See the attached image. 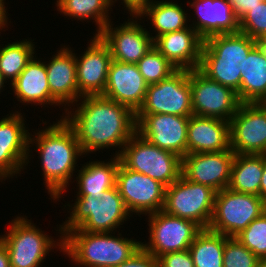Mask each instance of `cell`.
<instances>
[{
    "label": "cell",
    "instance_id": "obj_21",
    "mask_svg": "<svg viewBox=\"0 0 266 267\" xmlns=\"http://www.w3.org/2000/svg\"><path fill=\"white\" fill-rule=\"evenodd\" d=\"M73 51L71 47L64 46L53 54L48 63L45 61L51 98L59 108L63 105L65 111L81 98L78 95L76 58Z\"/></svg>",
    "mask_w": 266,
    "mask_h": 267
},
{
    "label": "cell",
    "instance_id": "obj_2",
    "mask_svg": "<svg viewBox=\"0 0 266 267\" xmlns=\"http://www.w3.org/2000/svg\"><path fill=\"white\" fill-rule=\"evenodd\" d=\"M45 128V129H44ZM29 135V153L36 146L43 175V184L53 201H58L67 192L71 178L77 170V159L84 155L74 130L60 119ZM38 131V132H37ZM33 136V137H32ZM31 144V145H30ZM34 144V145H33ZM36 144V145H35Z\"/></svg>",
    "mask_w": 266,
    "mask_h": 267
},
{
    "label": "cell",
    "instance_id": "obj_28",
    "mask_svg": "<svg viewBox=\"0 0 266 267\" xmlns=\"http://www.w3.org/2000/svg\"><path fill=\"white\" fill-rule=\"evenodd\" d=\"M140 19L147 17L150 24L154 27L155 33H149L154 40L156 37L166 33L183 30L190 25L191 17L185 12V9L173 0H150L137 14ZM190 19H189V18ZM189 20V21H188ZM152 34H155L153 37Z\"/></svg>",
    "mask_w": 266,
    "mask_h": 267
},
{
    "label": "cell",
    "instance_id": "obj_11",
    "mask_svg": "<svg viewBox=\"0 0 266 267\" xmlns=\"http://www.w3.org/2000/svg\"><path fill=\"white\" fill-rule=\"evenodd\" d=\"M148 217L149 242L142 248L156 259L169 252L188 250L202 228L194 221L160 210Z\"/></svg>",
    "mask_w": 266,
    "mask_h": 267
},
{
    "label": "cell",
    "instance_id": "obj_7",
    "mask_svg": "<svg viewBox=\"0 0 266 267\" xmlns=\"http://www.w3.org/2000/svg\"><path fill=\"white\" fill-rule=\"evenodd\" d=\"M120 162L168 187L182 175V158L151 144L137 132L123 146Z\"/></svg>",
    "mask_w": 266,
    "mask_h": 267
},
{
    "label": "cell",
    "instance_id": "obj_39",
    "mask_svg": "<svg viewBox=\"0 0 266 267\" xmlns=\"http://www.w3.org/2000/svg\"><path fill=\"white\" fill-rule=\"evenodd\" d=\"M238 20L263 0H227Z\"/></svg>",
    "mask_w": 266,
    "mask_h": 267
},
{
    "label": "cell",
    "instance_id": "obj_43",
    "mask_svg": "<svg viewBox=\"0 0 266 267\" xmlns=\"http://www.w3.org/2000/svg\"><path fill=\"white\" fill-rule=\"evenodd\" d=\"M8 20H9V18H8V15L7 14H0V31H2L3 30V28L5 29L6 28V26H7V28H8Z\"/></svg>",
    "mask_w": 266,
    "mask_h": 267
},
{
    "label": "cell",
    "instance_id": "obj_6",
    "mask_svg": "<svg viewBox=\"0 0 266 267\" xmlns=\"http://www.w3.org/2000/svg\"><path fill=\"white\" fill-rule=\"evenodd\" d=\"M8 227V233L0 235V240L8 250L11 267H42L41 263L53 248L59 247L63 252L62 235L56 242L27 217L16 216Z\"/></svg>",
    "mask_w": 266,
    "mask_h": 267
},
{
    "label": "cell",
    "instance_id": "obj_10",
    "mask_svg": "<svg viewBox=\"0 0 266 267\" xmlns=\"http://www.w3.org/2000/svg\"><path fill=\"white\" fill-rule=\"evenodd\" d=\"M193 115L189 70L177 69L166 79L148 85L145 98L135 115Z\"/></svg>",
    "mask_w": 266,
    "mask_h": 267
},
{
    "label": "cell",
    "instance_id": "obj_30",
    "mask_svg": "<svg viewBox=\"0 0 266 267\" xmlns=\"http://www.w3.org/2000/svg\"><path fill=\"white\" fill-rule=\"evenodd\" d=\"M56 7L66 17L78 21L93 20L97 35L110 21V0H56ZM95 20V21H94Z\"/></svg>",
    "mask_w": 266,
    "mask_h": 267
},
{
    "label": "cell",
    "instance_id": "obj_38",
    "mask_svg": "<svg viewBox=\"0 0 266 267\" xmlns=\"http://www.w3.org/2000/svg\"><path fill=\"white\" fill-rule=\"evenodd\" d=\"M116 267H158L157 259L141 248L129 260Z\"/></svg>",
    "mask_w": 266,
    "mask_h": 267
},
{
    "label": "cell",
    "instance_id": "obj_44",
    "mask_svg": "<svg viewBox=\"0 0 266 267\" xmlns=\"http://www.w3.org/2000/svg\"><path fill=\"white\" fill-rule=\"evenodd\" d=\"M5 0H0V14H7L8 11L6 10L7 8H5ZM7 11V12H6Z\"/></svg>",
    "mask_w": 266,
    "mask_h": 267
},
{
    "label": "cell",
    "instance_id": "obj_31",
    "mask_svg": "<svg viewBox=\"0 0 266 267\" xmlns=\"http://www.w3.org/2000/svg\"><path fill=\"white\" fill-rule=\"evenodd\" d=\"M226 236L202 229L189 247L194 267H223Z\"/></svg>",
    "mask_w": 266,
    "mask_h": 267
},
{
    "label": "cell",
    "instance_id": "obj_40",
    "mask_svg": "<svg viewBox=\"0 0 266 267\" xmlns=\"http://www.w3.org/2000/svg\"><path fill=\"white\" fill-rule=\"evenodd\" d=\"M119 0H110L113 7L114 3ZM123 1V2H122ZM150 0H121V4L127 9L128 14H137Z\"/></svg>",
    "mask_w": 266,
    "mask_h": 267
},
{
    "label": "cell",
    "instance_id": "obj_36",
    "mask_svg": "<svg viewBox=\"0 0 266 267\" xmlns=\"http://www.w3.org/2000/svg\"><path fill=\"white\" fill-rule=\"evenodd\" d=\"M239 32L257 41L266 35V0L249 10L239 20Z\"/></svg>",
    "mask_w": 266,
    "mask_h": 267
},
{
    "label": "cell",
    "instance_id": "obj_34",
    "mask_svg": "<svg viewBox=\"0 0 266 267\" xmlns=\"http://www.w3.org/2000/svg\"><path fill=\"white\" fill-rule=\"evenodd\" d=\"M236 237L260 260L266 259V211Z\"/></svg>",
    "mask_w": 266,
    "mask_h": 267
},
{
    "label": "cell",
    "instance_id": "obj_35",
    "mask_svg": "<svg viewBox=\"0 0 266 267\" xmlns=\"http://www.w3.org/2000/svg\"><path fill=\"white\" fill-rule=\"evenodd\" d=\"M259 260L237 237L226 236L223 267H256Z\"/></svg>",
    "mask_w": 266,
    "mask_h": 267
},
{
    "label": "cell",
    "instance_id": "obj_8",
    "mask_svg": "<svg viewBox=\"0 0 266 267\" xmlns=\"http://www.w3.org/2000/svg\"><path fill=\"white\" fill-rule=\"evenodd\" d=\"M265 211L266 203L260 196L225 188L216 192L208 229L227 237H236Z\"/></svg>",
    "mask_w": 266,
    "mask_h": 267
},
{
    "label": "cell",
    "instance_id": "obj_27",
    "mask_svg": "<svg viewBox=\"0 0 266 267\" xmlns=\"http://www.w3.org/2000/svg\"><path fill=\"white\" fill-rule=\"evenodd\" d=\"M110 161H87L78 171L77 194L76 195H90L94 198L100 199L103 192L116 186V175L120 164L118 156L113 155Z\"/></svg>",
    "mask_w": 266,
    "mask_h": 267
},
{
    "label": "cell",
    "instance_id": "obj_24",
    "mask_svg": "<svg viewBox=\"0 0 266 267\" xmlns=\"http://www.w3.org/2000/svg\"><path fill=\"white\" fill-rule=\"evenodd\" d=\"M230 124L217 118L191 115L187 127V154L230 150Z\"/></svg>",
    "mask_w": 266,
    "mask_h": 267
},
{
    "label": "cell",
    "instance_id": "obj_15",
    "mask_svg": "<svg viewBox=\"0 0 266 267\" xmlns=\"http://www.w3.org/2000/svg\"><path fill=\"white\" fill-rule=\"evenodd\" d=\"M24 119L22 113L15 111L0 120V178L4 181L21 174L32 156L29 154L30 130L26 129Z\"/></svg>",
    "mask_w": 266,
    "mask_h": 267
},
{
    "label": "cell",
    "instance_id": "obj_17",
    "mask_svg": "<svg viewBox=\"0 0 266 267\" xmlns=\"http://www.w3.org/2000/svg\"><path fill=\"white\" fill-rule=\"evenodd\" d=\"M136 132L151 144L181 158L187 155L189 117L171 114L135 115Z\"/></svg>",
    "mask_w": 266,
    "mask_h": 267
},
{
    "label": "cell",
    "instance_id": "obj_29",
    "mask_svg": "<svg viewBox=\"0 0 266 267\" xmlns=\"http://www.w3.org/2000/svg\"><path fill=\"white\" fill-rule=\"evenodd\" d=\"M263 169L264 154H235L228 188L259 196Z\"/></svg>",
    "mask_w": 266,
    "mask_h": 267
},
{
    "label": "cell",
    "instance_id": "obj_3",
    "mask_svg": "<svg viewBox=\"0 0 266 267\" xmlns=\"http://www.w3.org/2000/svg\"><path fill=\"white\" fill-rule=\"evenodd\" d=\"M118 235L115 236V232L70 230L63 236V254L72 258L71 262L78 267H116L142 248V241L124 238L119 231Z\"/></svg>",
    "mask_w": 266,
    "mask_h": 267
},
{
    "label": "cell",
    "instance_id": "obj_18",
    "mask_svg": "<svg viewBox=\"0 0 266 267\" xmlns=\"http://www.w3.org/2000/svg\"><path fill=\"white\" fill-rule=\"evenodd\" d=\"M234 157L231 149L187 154L182 158V175L219 192L229 186Z\"/></svg>",
    "mask_w": 266,
    "mask_h": 267
},
{
    "label": "cell",
    "instance_id": "obj_12",
    "mask_svg": "<svg viewBox=\"0 0 266 267\" xmlns=\"http://www.w3.org/2000/svg\"><path fill=\"white\" fill-rule=\"evenodd\" d=\"M193 115L230 121L241 102L237 93L209 79L199 69L189 70Z\"/></svg>",
    "mask_w": 266,
    "mask_h": 267
},
{
    "label": "cell",
    "instance_id": "obj_25",
    "mask_svg": "<svg viewBox=\"0 0 266 267\" xmlns=\"http://www.w3.org/2000/svg\"><path fill=\"white\" fill-rule=\"evenodd\" d=\"M36 56L26 65L25 69L10 85L13 96L23 105L35 103L41 107L58 104L51 98L45 62ZM29 103V104H28Z\"/></svg>",
    "mask_w": 266,
    "mask_h": 267
},
{
    "label": "cell",
    "instance_id": "obj_42",
    "mask_svg": "<svg viewBox=\"0 0 266 267\" xmlns=\"http://www.w3.org/2000/svg\"><path fill=\"white\" fill-rule=\"evenodd\" d=\"M259 196L266 203V154H264V169L261 177Z\"/></svg>",
    "mask_w": 266,
    "mask_h": 267
},
{
    "label": "cell",
    "instance_id": "obj_5",
    "mask_svg": "<svg viewBox=\"0 0 266 267\" xmlns=\"http://www.w3.org/2000/svg\"><path fill=\"white\" fill-rule=\"evenodd\" d=\"M76 198L73 205L67 204L71 211L68 220L66 219L56 230L62 236L73 229L116 232L124 221L132 217L116 186L104 191L100 199L90 195H77Z\"/></svg>",
    "mask_w": 266,
    "mask_h": 267
},
{
    "label": "cell",
    "instance_id": "obj_26",
    "mask_svg": "<svg viewBox=\"0 0 266 267\" xmlns=\"http://www.w3.org/2000/svg\"><path fill=\"white\" fill-rule=\"evenodd\" d=\"M236 93L241 103L266 101V48L260 43L244 60L240 89Z\"/></svg>",
    "mask_w": 266,
    "mask_h": 267
},
{
    "label": "cell",
    "instance_id": "obj_32",
    "mask_svg": "<svg viewBox=\"0 0 266 267\" xmlns=\"http://www.w3.org/2000/svg\"><path fill=\"white\" fill-rule=\"evenodd\" d=\"M34 45L32 39L9 42L5 46L0 44V73L10 85L36 56Z\"/></svg>",
    "mask_w": 266,
    "mask_h": 267
},
{
    "label": "cell",
    "instance_id": "obj_47",
    "mask_svg": "<svg viewBox=\"0 0 266 267\" xmlns=\"http://www.w3.org/2000/svg\"><path fill=\"white\" fill-rule=\"evenodd\" d=\"M259 43L266 48V35L259 41Z\"/></svg>",
    "mask_w": 266,
    "mask_h": 267
},
{
    "label": "cell",
    "instance_id": "obj_22",
    "mask_svg": "<svg viewBox=\"0 0 266 267\" xmlns=\"http://www.w3.org/2000/svg\"><path fill=\"white\" fill-rule=\"evenodd\" d=\"M204 40L189 27L166 33L153 40L155 47L176 69H198Z\"/></svg>",
    "mask_w": 266,
    "mask_h": 267
},
{
    "label": "cell",
    "instance_id": "obj_20",
    "mask_svg": "<svg viewBox=\"0 0 266 267\" xmlns=\"http://www.w3.org/2000/svg\"><path fill=\"white\" fill-rule=\"evenodd\" d=\"M148 88L137 64L112 60L103 97L125 105L136 113L143 104Z\"/></svg>",
    "mask_w": 266,
    "mask_h": 267
},
{
    "label": "cell",
    "instance_id": "obj_19",
    "mask_svg": "<svg viewBox=\"0 0 266 267\" xmlns=\"http://www.w3.org/2000/svg\"><path fill=\"white\" fill-rule=\"evenodd\" d=\"M93 35L81 57L75 54L80 97L103 95L112 61L109 47L98 35Z\"/></svg>",
    "mask_w": 266,
    "mask_h": 267
},
{
    "label": "cell",
    "instance_id": "obj_33",
    "mask_svg": "<svg viewBox=\"0 0 266 267\" xmlns=\"http://www.w3.org/2000/svg\"><path fill=\"white\" fill-rule=\"evenodd\" d=\"M137 66L148 85L166 79L177 70L155 47L144 55Z\"/></svg>",
    "mask_w": 266,
    "mask_h": 267
},
{
    "label": "cell",
    "instance_id": "obj_16",
    "mask_svg": "<svg viewBox=\"0 0 266 267\" xmlns=\"http://www.w3.org/2000/svg\"><path fill=\"white\" fill-rule=\"evenodd\" d=\"M129 16L131 19L114 28L110 21L97 35L109 47L112 60L137 64L153 48V39L136 14Z\"/></svg>",
    "mask_w": 266,
    "mask_h": 267
},
{
    "label": "cell",
    "instance_id": "obj_41",
    "mask_svg": "<svg viewBox=\"0 0 266 267\" xmlns=\"http://www.w3.org/2000/svg\"><path fill=\"white\" fill-rule=\"evenodd\" d=\"M0 267H11L9 253L5 244L0 240Z\"/></svg>",
    "mask_w": 266,
    "mask_h": 267
},
{
    "label": "cell",
    "instance_id": "obj_1",
    "mask_svg": "<svg viewBox=\"0 0 266 267\" xmlns=\"http://www.w3.org/2000/svg\"><path fill=\"white\" fill-rule=\"evenodd\" d=\"M75 104L60 117L74 130L84 156L106 148L115 150V147L118 152L114 155L119 156L136 133L135 113L102 95L82 96Z\"/></svg>",
    "mask_w": 266,
    "mask_h": 267
},
{
    "label": "cell",
    "instance_id": "obj_37",
    "mask_svg": "<svg viewBox=\"0 0 266 267\" xmlns=\"http://www.w3.org/2000/svg\"><path fill=\"white\" fill-rule=\"evenodd\" d=\"M157 261L158 267H194L189 250L163 254Z\"/></svg>",
    "mask_w": 266,
    "mask_h": 267
},
{
    "label": "cell",
    "instance_id": "obj_9",
    "mask_svg": "<svg viewBox=\"0 0 266 267\" xmlns=\"http://www.w3.org/2000/svg\"><path fill=\"white\" fill-rule=\"evenodd\" d=\"M216 191L211 187L187 180L183 175L166 187L163 211L194 221L208 229L214 211Z\"/></svg>",
    "mask_w": 266,
    "mask_h": 267
},
{
    "label": "cell",
    "instance_id": "obj_4",
    "mask_svg": "<svg viewBox=\"0 0 266 267\" xmlns=\"http://www.w3.org/2000/svg\"><path fill=\"white\" fill-rule=\"evenodd\" d=\"M258 43L241 32L208 37L203 42L198 69L209 79L237 92L244 60Z\"/></svg>",
    "mask_w": 266,
    "mask_h": 267
},
{
    "label": "cell",
    "instance_id": "obj_45",
    "mask_svg": "<svg viewBox=\"0 0 266 267\" xmlns=\"http://www.w3.org/2000/svg\"><path fill=\"white\" fill-rule=\"evenodd\" d=\"M4 83H7V80L0 73V94H1L2 90H4L3 88L6 86V85H4Z\"/></svg>",
    "mask_w": 266,
    "mask_h": 267
},
{
    "label": "cell",
    "instance_id": "obj_46",
    "mask_svg": "<svg viewBox=\"0 0 266 267\" xmlns=\"http://www.w3.org/2000/svg\"><path fill=\"white\" fill-rule=\"evenodd\" d=\"M256 267H266V259L259 260Z\"/></svg>",
    "mask_w": 266,
    "mask_h": 267
},
{
    "label": "cell",
    "instance_id": "obj_14",
    "mask_svg": "<svg viewBox=\"0 0 266 267\" xmlns=\"http://www.w3.org/2000/svg\"><path fill=\"white\" fill-rule=\"evenodd\" d=\"M229 124L235 154H266L265 103H241Z\"/></svg>",
    "mask_w": 266,
    "mask_h": 267
},
{
    "label": "cell",
    "instance_id": "obj_13",
    "mask_svg": "<svg viewBox=\"0 0 266 267\" xmlns=\"http://www.w3.org/2000/svg\"><path fill=\"white\" fill-rule=\"evenodd\" d=\"M116 187L132 216L163 210L166 187L143 173L126 168L121 162L117 170Z\"/></svg>",
    "mask_w": 266,
    "mask_h": 267
},
{
    "label": "cell",
    "instance_id": "obj_23",
    "mask_svg": "<svg viewBox=\"0 0 266 267\" xmlns=\"http://www.w3.org/2000/svg\"><path fill=\"white\" fill-rule=\"evenodd\" d=\"M187 1L196 12V19L191 25L205 40L208 37L239 32V20L236 18L227 0H192Z\"/></svg>",
    "mask_w": 266,
    "mask_h": 267
}]
</instances>
